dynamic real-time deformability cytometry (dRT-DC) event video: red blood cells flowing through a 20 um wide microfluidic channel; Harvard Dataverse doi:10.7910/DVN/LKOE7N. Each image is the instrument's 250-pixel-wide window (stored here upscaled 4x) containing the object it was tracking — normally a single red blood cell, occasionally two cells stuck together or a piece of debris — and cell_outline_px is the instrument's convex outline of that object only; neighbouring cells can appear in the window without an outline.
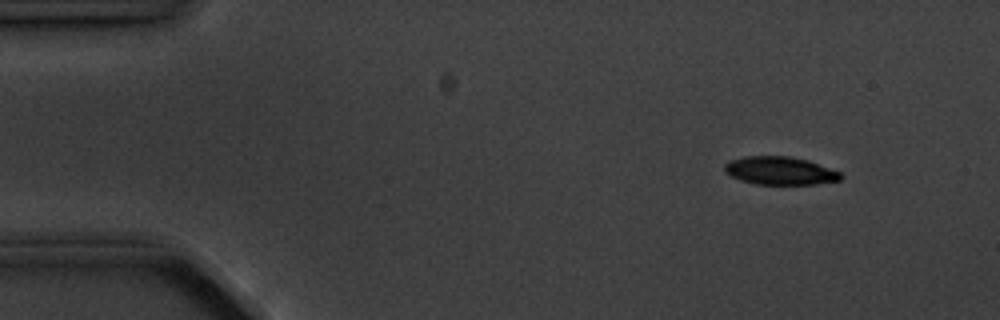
{"species": "common noctule bat (a hibernating species)", "species_latin": "Nyctalus noctula", "temperature_condition": "cold", "stored_images_in_passage": 4, "camera_frame_rate_fps": 3000, "um_per_image_px": 0.085, "animal": {"sex": "male", "body_mass_g": 20.1, "forearm_length_mm": 53.5}, "frame": {"image": 1, "passage_image": 1, "time_ms": 0.0, "image_size_px": [1000, 320], "cell_outline_px": [[844, 176], [840, 180], [816, 184], [756, 184], [740, 180], [724, 172], [724, 164], [728, 160], [744, 156], [792, 156], [808, 160], [840, 172]], "centroid_in_image_um": [66.28, 14.5], "position_along_channel_um": 18.7, "area_um2": 19.13}}
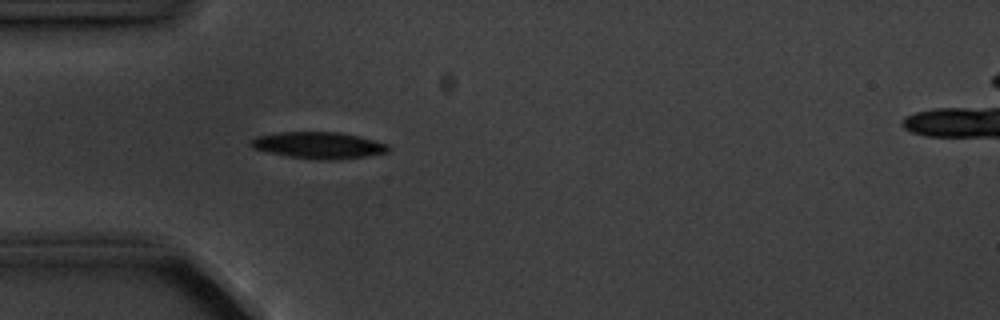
{"frame": {"image": 2, "passage_image": 4, "time_ms": 3.333, "image_size_px": [1000, 320], "cell_outline_px": [[392, 148], [388, 152], [364, 156], [292, 156], [252, 148], [248, 144], [248, 140], [256, 136], [280, 132], [340, 132], [360, 136], [388, 144]], "centroid_in_image_um": [27.05, 12.27], "position_along_channel_um": 58.0, "area_um2": 20.0}}